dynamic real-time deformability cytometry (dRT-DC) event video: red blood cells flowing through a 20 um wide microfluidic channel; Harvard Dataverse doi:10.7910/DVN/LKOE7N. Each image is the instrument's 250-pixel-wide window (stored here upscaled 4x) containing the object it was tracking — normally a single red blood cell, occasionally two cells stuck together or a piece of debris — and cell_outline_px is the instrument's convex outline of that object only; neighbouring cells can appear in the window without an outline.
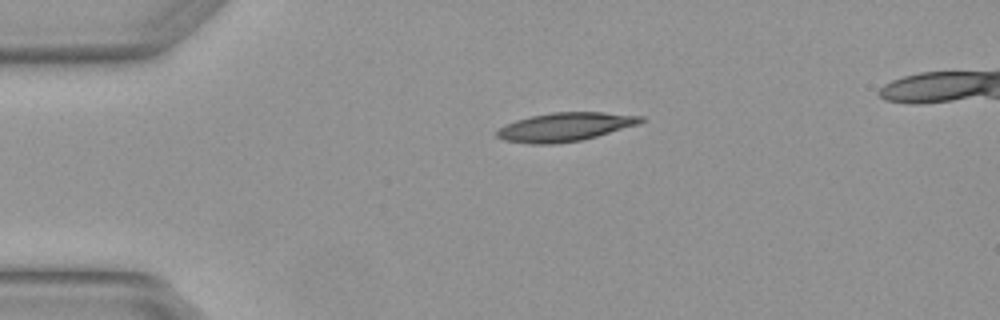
{"species": "Egyptian fruit bat (a non-hibernating species)", "species_latin": "Rousettus aegyptiacus", "temperature_condition": "warm", "stored_images_in_passage": 2, "camera_frame_rate_fps": 3000, "um_per_image_px": 0.085, "animal": {"sex": "female"}, "frame": {"image": 1, "passage_image": 1, "time_ms": 0.0, "image_size_px": [1000, 320], "cell_outline_px": [[648, 120], [640, 124], [596, 136], [580, 140], [556, 144], [528, 144], [504, 140], [496, 136], [496, 132], [504, 124], [516, 120], [532, 116], [552, 112], [604, 112], [644, 116]], "centroid_in_image_um": [48.06, 10.78], "position_along_channel_um": 36.9, "area_um2": 24.16}}